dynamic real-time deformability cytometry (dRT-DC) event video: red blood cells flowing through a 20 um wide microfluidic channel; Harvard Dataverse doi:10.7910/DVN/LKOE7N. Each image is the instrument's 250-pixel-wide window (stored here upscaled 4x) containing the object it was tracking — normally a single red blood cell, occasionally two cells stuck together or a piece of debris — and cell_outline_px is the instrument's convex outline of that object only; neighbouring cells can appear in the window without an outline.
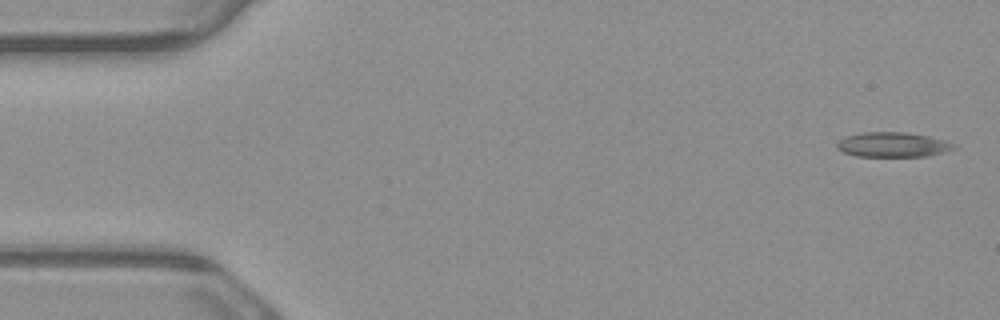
{"species": "common noctule bat (a hibernating species)", "species_latin": "Nyctalus noctula", "temperature_condition": "warm", "stored_images_in_passage": 5, "camera_frame_rate_fps": 3000, "um_per_image_px": 0.085, "animal": {"sex": "male", "body_mass_g": 23.1, "forearm_length_mm": 52.7}, "frame": {"image": 1, "passage_image": 1, "time_ms": 0.0, "image_size_px": [1000, 320], "cell_outline_px": [[956, 148], [944, 152], [928, 156], [856, 156], [844, 152], [836, 148], [836, 144], [844, 136], [860, 132], [904, 132], [928, 136], [944, 140], [956, 144]], "centroid_in_image_um": [75.87, 12.29], "position_along_channel_um": 9.1, "area_um2": 16.94}}
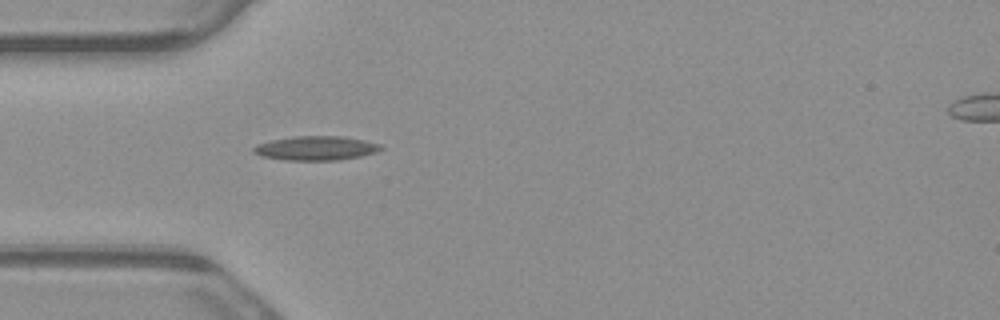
{"frame": {"image": 2, "passage_image": 5, "time_ms": 1.333, "image_size_px": [1000, 320], "cell_outline_px": [[384, 148], [376, 152], [360, 156], [340, 160], [284, 160], [260, 156], [252, 152], [252, 148], [260, 144], [272, 140], [292, 136], [344, 136], [364, 140], [380, 144]], "centroid_in_image_um": [26.86, 12.59], "position_along_channel_um": 58.1, "area_um2": 17.98}}